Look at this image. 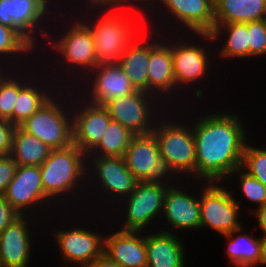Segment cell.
<instances>
[{
	"instance_id": "obj_1",
	"label": "cell",
	"mask_w": 266,
	"mask_h": 267,
	"mask_svg": "<svg viewBox=\"0 0 266 267\" xmlns=\"http://www.w3.org/2000/svg\"><path fill=\"white\" fill-rule=\"evenodd\" d=\"M239 118L231 112H214L192 123L196 147V172L192 178L218 183L242 167L248 140Z\"/></svg>"
},
{
	"instance_id": "obj_2",
	"label": "cell",
	"mask_w": 266,
	"mask_h": 267,
	"mask_svg": "<svg viewBox=\"0 0 266 267\" xmlns=\"http://www.w3.org/2000/svg\"><path fill=\"white\" fill-rule=\"evenodd\" d=\"M137 6V11L130 9V12L127 7L124 9L122 4L118 6H99V9L98 6H88V10L92 8L91 12H94V10L97 11L92 14L95 18L93 17L92 19L90 14L88 17H85L86 19L88 18L87 21H84L83 19L80 20L90 29L92 33L96 49V58L99 63L118 62L122 54L141 34L140 31L142 32L144 30L142 27V30L140 29L139 24L144 18L142 15L139 16V5ZM98 10L100 14L102 13L101 16L98 14ZM95 13H97L100 17L96 16ZM135 18H137L138 21H136ZM94 19H96V21Z\"/></svg>"
},
{
	"instance_id": "obj_3",
	"label": "cell",
	"mask_w": 266,
	"mask_h": 267,
	"mask_svg": "<svg viewBox=\"0 0 266 267\" xmlns=\"http://www.w3.org/2000/svg\"><path fill=\"white\" fill-rule=\"evenodd\" d=\"M86 171L87 155L74 143L65 148L51 149L48 158L40 165L44 194L52 202L55 200L54 203L58 202L56 200L64 201V195L66 199L69 195L71 202L70 195L72 194L73 202H75V193H79L77 189L82 188L81 191L85 189L82 185L87 181Z\"/></svg>"
},
{
	"instance_id": "obj_4",
	"label": "cell",
	"mask_w": 266,
	"mask_h": 267,
	"mask_svg": "<svg viewBox=\"0 0 266 267\" xmlns=\"http://www.w3.org/2000/svg\"><path fill=\"white\" fill-rule=\"evenodd\" d=\"M57 93L55 91L37 112L19 125L23 131L37 137L50 149L65 148L73 144L72 101L70 102V96L61 95L64 91ZM64 97L66 100H63ZM68 98L70 103L66 102Z\"/></svg>"
},
{
	"instance_id": "obj_5",
	"label": "cell",
	"mask_w": 266,
	"mask_h": 267,
	"mask_svg": "<svg viewBox=\"0 0 266 267\" xmlns=\"http://www.w3.org/2000/svg\"><path fill=\"white\" fill-rule=\"evenodd\" d=\"M154 129L151 132L159 146L161 157L169 164L182 182L184 175L193 177L196 172V147L192 125L188 122L178 123L174 119L172 122L162 119V114L158 115ZM161 122H160V121ZM159 121V122H158ZM158 122V123H157ZM188 125V126H187ZM191 174V176H190ZM183 176V177H182Z\"/></svg>"
},
{
	"instance_id": "obj_6",
	"label": "cell",
	"mask_w": 266,
	"mask_h": 267,
	"mask_svg": "<svg viewBox=\"0 0 266 267\" xmlns=\"http://www.w3.org/2000/svg\"><path fill=\"white\" fill-rule=\"evenodd\" d=\"M126 166L139 182H154L174 185L177 176L161 157L158 142L150 133L135 135L123 156ZM169 177V178H168ZM173 177V178H171ZM172 179V180H171ZM169 181H171L169 183Z\"/></svg>"
},
{
	"instance_id": "obj_7",
	"label": "cell",
	"mask_w": 266,
	"mask_h": 267,
	"mask_svg": "<svg viewBox=\"0 0 266 267\" xmlns=\"http://www.w3.org/2000/svg\"><path fill=\"white\" fill-rule=\"evenodd\" d=\"M216 184L206 183L202 187L199 197L200 229L208 227L220 235H227L243 227L238 220L241 200L236 201L233 192H229L219 183Z\"/></svg>"
},
{
	"instance_id": "obj_8",
	"label": "cell",
	"mask_w": 266,
	"mask_h": 267,
	"mask_svg": "<svg viewBox=\"0 0 266 267\" xmlns=\"http://www.w3.org/2000/svg\"><path fill=\"white\" fill-rule=\"evenodd\" d=\"M54 3L58 4L49 0H0V23L14 28L35 49L36 42L38 43L35 33L39 34L40 31V35L44 36L42 39L49 40L50 36L53 38L52 34L41 26L45 21L51 22V18L47 17L53 12L50 8L54 9L51 7Z\"/></svg>"
},
{
	"instance_id": "obj_9",
	"label": "cell",
	"mask_w": 266,
	"mask_h": 267,
	"mask_svg": "<svg viewBox=\"0 0 266 267\" xmlns=\"http://www.w3.org/2000/svg\"><path fill=\"white\" fill-rule=\"evenodd\" d=\"M74 21L71 20V24L67 22L68 25L66 26L68 28L64 29L66 32L58 36L60 38L53 39L54 42L50 44V48L54 49L55 53L57 52L60 56L62 55L61 57L64 60L62 65L65 66L66 64L69 69L65 71L70 72L69 74L72 77H74V70L76 72L78 70L76 75L81 71L90 75L100 64L96 58L94 39L90 29L80 19L78 20L75 17Z\"/></svg>"
},
{
	"instance_id": "obj_10",
	"label": "cell",
	"mask_w": 266,
	"mask_h": 267,
	"mask_svg": "<svg viewBox=\"0 0 266 267\" xmlns=\"http://www.w3.org/2000/svg\"><path fill=\"white\" fill-rule=\"evenodd\" d=\"M156 101L153 94L136 90L108 101L104 107L113 121L119 122L135 135H146L153 131L157 121L155 116L158 115V111L154 110H159L160 103Z\"/></svg>"
},
{
	"instance_id": "obj_11",
	"label": "cell",
	"mask_w": 266,
	"mask_h": 267,
	"mask_svg": "<svg viewBox=\"0 0 266 267\" xmlns=\"http://www.w3.org/2000/svg\"><path fill=\"white\" fill-rule=\"evenodd\" d=\"M171 184L138 182L134 191L123 201L116 204L124 207L125 222L120 225L122 230L145 231L144 228L153 224L157 216H161L166 192ZM125 202V203H124ZM123 204V205H122ZM152 221V222H151Z\"/></svg>"
},
{
	"instance_id": "obj_12",
	"label": "cell",
	"mask_w": 266,
	"mask_h": 267,
	"mask_svg": "<svg viewBox=\"0 0 266 267\" xmlns=\"http://www.w3.org/2000/svg\"><path fill=\"white\" fill-rule=\"evenodd\" d=\"M86 173L89 183L99 181L100 185L97 182L96 185L100 186L97 187L100 192L105 193L103 197L108 195L111 200L116 199V203L128 197L139 182L127 168L123 157L87 156Z\"/></svg>"
},
{
	"instance_id": "obj_13",
	"label": "cell",
	"mask_w": 266,
	"mask_h": 267,
	"mask_svg": "<svg viewBox=\"0 0 266 267\" xmlns=\"http://www.w3.org/2000/svg\"><path fill=\"white\" fill-rule=\"evenodd\" d=\"M84 99L80 100L77 96L76 101L80 102L74 98L72 101L73 143L88 155L99 144L112 119L104 106L85 102Z\"/></svg>"
},
{
	"instance_id": "obj_14",
	"label": "cell",
	"mask_w": 266,
	"mask_h": 267,
	"mask_svg": "<svg viewBox=\"0 0 266 267\" xmlns=\"http://www.w3.org/2000/svg\"><path fill=\"white\" fill-rule=\"evenodd\" d=\"M6 201L21 215H30L35 208H48L53 203L43 191L40 166L17 165L14 177L4 193ZM44 202V203H43ZM35 206V207H34ZM37 206V207H36ZM27 211V213H26ZM30 213V214H29Z\"/></svg>"
},
{
	"instance_id": "obj_15",
	"label": "cell",
	"mask_w": 266,
	"mask_h": 267,
	"mask_svg": "<svg viewBox=\"0 0 266 267\" xmlns=\"http://www.w3.org/2000/svg\"><path fill=\"white\" fill-rule=\"evenodd\" d=\"M54 238L65 262L79 267L91 264L104 254L105 236L89 228L73 227V229L55 230Z\"/></svg>"
},
{
	"instance_id": "obj_16",
	"label": "cell",
	"mask_w": 266,
	"mask_h": 267,
	"mask_svg": "<svg viewBox=\"0 0 266 267\" xmlns=\"http://www.w3.org/2000/svg\"><path fill=\"white\" fill-rule=\"evenodd\" d=\"M93 73V74H92ZM91 76L83 73L89 78L88 87L90 90L88 94L83 88L82 97H86L85 101L91 104L104 106L108 101L131 94L136 91L135 87L130 82L127 74L122 70L117 62L100 63L92 72ZM91 81V82H90ZM90 92V93H89ZM90 96V97H89ZM88 99V100H87Z\"/></svg>"
},
{
	"instance_id": "obj_17",
	"label": "cell",
	"mask_w": 266,
	"mask_h": 267,
	"mask_svg": "<svg viewBox=\"0 0 266 267\" xmlns=\"http://www.w3.org/2000/svg\"><path fill=\"white\" fill-rule=\"evenodd\" d=\"M173 40L172 59L176 87L187 89L186 85L191 86L190 83L194 84L207 77L211 63L209 60L213 55L208 54V50L200 44H193L191 41L183 43L182 39L178 42L177 39L175 41L173 38Z\"/></svg>"
},
{
	"instance_id": "obj_18",
	"label": "cell",
	"mask_w": 266,
	"mask_h": 267,
	"mask_svg": "<svg viewBox=\"0 0 266 267\" xmlns=\"http://www.w3.org/2000/svg\"><path fill=\"white\" fill-rule=\"evenodd\" d=\"M169 17L186 31L195 34H209L215 27L214 0H162L161 4ZM164 6V7H163Z\"/></svg>"
},
{
	"instance_id": "obj_19",
	"label": "cell",
	"mask_w": 266,
	"mask_h": 267,
	"mask_svg": "<svg viewBox=\"0 0 266 267\" xmlns=\"http://www.w3.org/2000/svg\"><path fill=\"white\" fill-rule=\"evenodd\" d=\"M150 40V58L148 65V93L153 94L159 101L163 98V94L174 95L178 90L175 83L172 59V43L171 38L167 44V37ZM163 38V39H162ZM164 42H163V41ZM174 91V93H172ZM160 93V94H159ZM167 94V95H166ZM159 95V96H158ZM162 96V97H161ZM161 97V98H160Z\"/></svg>"
},
{
	"instance_id": "obj_20",
	"label": "cell",
	"mask_w": 266,
	"mask_h": 267,
	"mask_svg": "<svg viewBox=\"0 0 266 267\" xmlns=\"http://www.w3.org/2000/svg\"><path fill=\"white\" fill-rule=\"evenodd\" d=\"M28 216L20 215L0 233V267L29 266L32 240Z\"/></svg>"
},
{
	"instance_id": "obj_21",
	"label": "cell",
	"mask_w": 266,
	"mask_h": 267,
	"mask_svg": "<svg viewBox=\"0 0 266 267\" xmlns=\"http://www.w3.org/2000/svg\"><path fill=\"white\" fill-rule=\"evenodd\" d=\"M118 229L104 240V254L122 267H147L146 234Z\"/></svg>"
},
{
	"instance_id": "obj_22",
	"label": "cell",
	"mask_w": 266,
	"mask_h": 267,
	"mask_svg": "<svg viewBox=\"0 0 266 267\" xmlns=\"http://www.w3.org/2000/svg\"><path fill=\"white\" fill-rule=\"evenodd\" d=\"M176 186L171 185L165 195L162 215L167 225L175 229H199L200 228V205L199 198L187 193ZM195 196V197H194Z\"/></svg>"
},
{
	"instance_id": "obj_23",
	"label": "cell",
	"mask_w": 266,
	"mask_h": 267,
	"mask_svg": "<svg viewBox=\"0 0 266 267\" xmlns=\"http://www.w3.org/2000/svg\"><path fill=\"white\" fill-rule=\"evenodd\" d=\"M184 244L168 229L147 235V267H185Z\"/></svg>"
},
{
	"instance_id": "obj_24",
	"label": "cell",
	"mask_w": 266,
	"mask_h": 267,
	"mask_svg": "<svg viewBox=\"0 0 266 267\" xmlns=\"http://www.w3.org/2000/svg\"><path fill=\"white\" fill-rule=\"evenodd\" d=\"M138 36L117 62L127 74L136 90L148 92V65L150 58V39ZM141 39V40H140ZM144 40V41H142ZM138 41V42H137Z\"/></svg>"
},
{
	"instance_id": "obj_25",
	"label": "cell",
	"mask_w": 266,
	"mask_h": 267,
	"mask_svg": "<svg viewBox=\"0 0 266 267\" xmlns=\"http://www.w3.org/2000/svg\"><path fill=\"white\" fill-rule=\"evenodd\" d=\"M227 38L223 47L218 46L221 58H249L248 27L247 23H215L209 34H195L203 40L218 41L221 35ZM228 34V35H227Z\"/></svg>"
},
{
	"instance_id": "obj_26",
	"label": "cell",
	"mask_w": 266,
	"mask_h": 267,
	"mask_svg": "<svg viewBox=\"0 0 266 267\" xmlns=\"http://www.w3.org/2000/svg\"><path fill=\"white\" fill-rule=\"evenodd\" d=\"M215 23H248L266 19V0H214Z\"/></svg>"
},
{
	"instance_id": "obj_27",
	"label": "cell",
	"mask_w": 266,
	"mask_h": 267,
	"mask_svg": "<svg viewBox=\"0 0 266 267\" xmlns=\"http://www.w3.org/2000/svg\"><path fill=\"white\" fill-rule=\"evenodd\" d=\"M244 227L230 232L222 237L228 238L227 257L236 267L259 266L261 236L259 238L243 233L233 237L236 233L242 232Z\"/></svg>"
},
{
	"instance_id": "obj_28",
	"label": "cell",
	"mask_w": 266,
	"mask_h": 267,
	"mask_svg": "<svg viewBox=\"0 0 266 267\" xmlns=\"http://www.w3.org/2000/svg\"><path fill=\"white\" fill-rule=\"evenodd\" d=\"M50 152L51 149L40 139L16 126L10 156L17 165L40 166L48 158Z\"/></svg>"
},
{
	"instance_id": "obj_29",
	"label": "cell",
	"mask_w": 266,
	"mask_h": 267,
	"mask_svg": "<svg viewBox=\"0 0 266 267\" xmlns=\"http://www.w3.org/2000/svg\"><path fill=\"white\" fill-rule=\"evenodd\" d=\"M39 83L40 82H37L35 84L34 80L30 81L18 92L13 109V125L19 126L33 113L37 112L41 106L53 96L52 94H54V91L57 89L50 85L46 86L47 84L44 85V83L41 82L40 84H43L45 87L43 89L41 85L38 86ZM49 90L50 92H48Z\"/></svg>"
},
{
	"instance_id": "obj_30",
	"label": "cell",
	"mask_w": 266,
	"mask_h": 267,
	"mask_svg": "<svg viewBox=\"0 0 266 267\" xmlns=\"http://www.w3.org/2000/svg\"><path fill=\"white\" fill-rule=\"evenodd\" d=\"M134 136L119 122L111 120L101 141L87 156L123 157Z\"/></svg>"
},
{
	"instance_id": "obj_31",
	"label": "cell",
	"mask_w": 266,
	"mask_h": 267,
	"mask_svg": "<svg viewBox=\"0 0 266 267\" xmlns=\"http://www.w3.org/2000/svg\"><path fill=\"white\" fill-rule=\"evenodd\" d=\"M36 50L37 48L34 50V48L14 28L5 26L0 23V57L1 59L3 58L5 59L7 57L5 60L12 58V59H15V62H16V59L17 61L21 60L18 58L22 54L23 55L21 57L30 54V52L32 54Z\"/></svg>"
},
{
	"instance_id": "obj_32",
	"label": "cell",
	"mask_w": 266,
	"mask_h": 267,
	"mask_svg": "<svg viewBox=\"0 0 266 267\" xmlns=\"http://www.w3.org/2000/svg\"><path fill=\"white\" fill-rule=\"evenodd\" d=\"M14 78H13V76ZM16 74L8 73L0 82V118L8 120L13 124V109L18 92L30 81L19 79Z\"/></svg>"
},
{
	"instance_id": "obj_33",
	"label": "cell",
	"mask_w": 266,
	"mask_h": 267,
	"mask_svg": "<svg viewBox=\"0 0 266 267\" xmlns=\"http://www.w3.org/2000/svg\"><path fill=\"white\" fill-rule=\"evenodd\" d=\"M242 168L266 187V148H257L246 143Z\"/></svg>"
},
{
	"instance_id": "obj_34",
	"label": "cell",
	"mask_w": 266,
	"mask_h": 267,
	"mask_svg": "<svg viewBox=\"0 0 266 267\" xmlns=\"http://www.w3.org/2000/svg\"><path fill=\"white\" fill-rule=\"evenodd\" d=\"M235 173L239 176L238 181L240 182L239 185L243 197L248 199L250 202L252 201L253 203H256L257 208L265 205L266 187L260 181L246 172L242 167L237 168L233 173L229 175V177L233 176L232 174L235 175Z\"/></svg>"
},
{
	"instance_id": "obj_35",
	"label": "cell",
	"mask_w": 266,
	"mask_h": 267,
	"mask_svg": "<svg viewBox=\"0 0 266 267\" xmlns=\"http://www.w3.org/2000/svg\"><path fill=\"white\" fill-rule=\"evenodd\" d=\"M249 57L266 54V19L247 23Z\"/></svg>"
},
{
	"instance_id": "obj_36",
	"label": "cell",
	"mask_w": 266,
	"mask_h": 267,
	"mask_svg": "<svg viewBox=\"0 0 266 267\" xmlns=\"http://www.w3.org/2000/svg\"><path fill=\"white\" fill-rule=\"evenodd\" d=\"M17 163L9 156H0V195H4L8 184L12 181Z\"/></svg>"
},
{
	"instance_id": "obj_37",
	"label": "cell",
	"mask_w": 266,
	"mask_h": 267,
	"mask_svg": "<svg viewBox=\"0 0 266 267\" xmlns=\"http://www.w3.org/2000/svg\"><path fill=\"white\" fill-rule=\"evenodd\" d=\"M15 128L16 126L11 122L0 118V156H9L11 154Z\"/></svg>"
},
{
	"instance_id": "obj_38",
	"label": "cell",
	"mask_w": 266,
	"mask_h": 267,
	"mask_svg": "<svg viewBox=\"0 0 266 267\" xmlns=\"http://www.w3.org/2000/svg\"><path fill=\"white\" fill-rule=\"evenodd\" d=\"M20 215L21 214L6 201L4 195H0V233Z\"/></svg>"
},
{
	"instance_id": "obj_39",
	"label": "cell",
	"mask_w": 266,
	"mask_h": 267,
	"mask_svg": "<svg viewBox=\"0 0 266 267\" xmlns=\"http://www.w3.org/2000/svg\"><path fill=\"white\" fill-rule=\"evenodd\" d=\"M161 1L162 0H122V5L125 7H129V5H130V9L131 10H133V11H136V8L134 9V7L137 5V4H142L141 5V7H144V8H142V13L144 14V12H143V9H145L146 8V6L149 8V9H154V11H155V8L157 9V6L155 7V5H158V4H160L161 3ZM144 3V4H143ZM152 3V4H151ZM158 3V4H157ZM133 4H134V6H133ZM147 4V5H146ZM154 4V5H153ZM146 5V6H145ZM153 5V8L151 7ZM132 6V7H131ZM150 6V7H149Z\"/></svg>"
},
{
	"instance_id": "obj_40",
	"label": "cell",
	"mask_w": 266,
	"mask_h": 267,
	"mask_svg": "<svg viewBox=\"0 0 266 267\" xmlns=\"http://www.w3.org/2000/svg\"><path fill=\"white\" fill-rule=\"evenodd\" d=\"M84 267H122L115 261L109 259L105 254L97 257L91 264H88Z\"/></svg>"
},
{
	"instance_id": "obj_41",
	"label": "cell",
	"mask_w": 266,
	"mask_h": 267,
	"mask_svg": "<svg viewBox=\"0 0 266 267\" xmlns=\"http://www.w3.org/2000/svg\"><path fill=\"white\" fill-rule=\"evenodd\" d=\"M253 214L257 216L258 228L261 229L263 235H266V204L262 207L256 208Z\"/></svg>"
},
{
	"instance_id": "obj_42",
	"label": "cell",
	"mask_w": 266,
	"mask_h": 267,
	"mask_svg": "<svg viewBox=\"0 0 266 267\" xmlns=\"http://www.w3.org/2000/svg\"><path fill=\"white\" fill-rule=\"evenodd\" d=\"M87 3V7L89 6H118L121 5L122 0H87L83 1Z\"/></svg>"
},
{
	"instance_id": "obj_43",
	"label": "cell",
	"mask_w": 266,
	"mask_h": 267,
	"mask_svg": "<svg viewBox=\"0 0 266 267\" xmlns=\"http://www.w3.org/2000/svg\"><path fill=\"white\" fill-rule=\"evenodd\" d=\"M266 264V235L261 236V250H260V258L259 265Z\"/></svg>"
},
{
	"instance_id": "obj_44",
	"label": "cell",
	"mask_w": 266,
	"mask_h": 267,
	"mask_svg": "<svg viewBox=\"0 0 266 267\" xmlns=\"http://www.w3.org/2000/svg\"><path fill=\"white\" fill-rule=\"evenodd\" d=\"M1 66H2V64L0 65V82L8 74V72H10V70L9 71H6L5 68H3V66L2 67ZM2 69H4V71Z\"/></svg>"
}]
</instances>
